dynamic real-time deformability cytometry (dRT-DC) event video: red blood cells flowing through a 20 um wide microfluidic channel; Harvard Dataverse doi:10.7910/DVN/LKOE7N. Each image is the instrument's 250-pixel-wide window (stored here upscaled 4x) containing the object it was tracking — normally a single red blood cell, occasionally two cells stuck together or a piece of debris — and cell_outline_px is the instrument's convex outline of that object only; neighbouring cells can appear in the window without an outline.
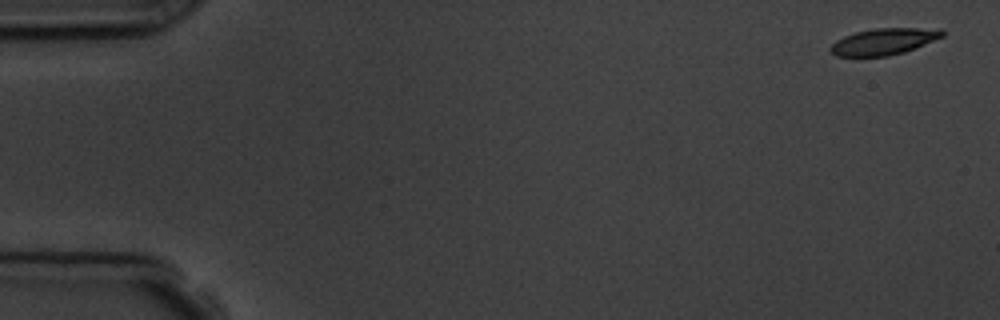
{"species": "common noctule bat (a hibernating species)", "species_latin": "Nyctalus noctula", "temperature_condition": "room temperature", "stored_images_in_passage": 4, "camera_frame_rate_fps": 3000, "um_per_image_px": 0.085, "animal": {"sex": "male", "body_mass_g": 19.5, "forearm_length_mm": 54.6}, "frame": {"image": 1, "passage_image": 1, "time_ms": 0.0, "image_size_px": [1000, 320], "cell_outline_px": [[944, 36], [904, 52], [888, 56], [836, 56], [828, 48], [836, 40], [844, 36], [856, 32], [876, 28], [940, 28], [944, 32]], "centroid_in_image_um": [75.12, 3.52], "position_along_channel_um": 9.9, "area_um2": 17.17}}